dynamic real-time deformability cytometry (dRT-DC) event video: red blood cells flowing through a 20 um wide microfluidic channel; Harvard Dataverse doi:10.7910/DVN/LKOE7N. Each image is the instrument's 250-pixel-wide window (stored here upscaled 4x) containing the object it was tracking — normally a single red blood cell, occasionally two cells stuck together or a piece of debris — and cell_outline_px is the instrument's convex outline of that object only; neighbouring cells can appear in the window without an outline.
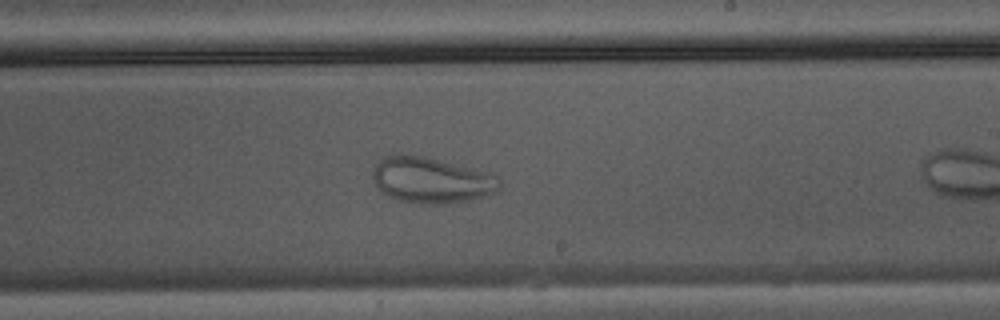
{"species": "Egyptian fruit bat (a non-hibernating species)", "species_latin": "Rousettus aegyptiacus", "temperature_condition": "warm", "stored_images_in_passage": 24, "camera_frame_rate_fps": 3000, "um_per_image_px": 0.085, "animal": {"sex": "male"}, "frame": {"image": 1, "passage_image": 11, "time_ms": 3.333, "image_size_px": [1000, 320], "cell_outline_px": [[500, 192], [468, 200], [448, 204], [420, 204], [400, 200], [388, 196], [372, 180], [372, 168], [384, 156], [400, 152], [424, 156], [492, 172], [500, 176]], "centroid_in_image_um": [36.7, 15.29], "position_along_channel_um": 252.3, "area_um2": 34.68}}